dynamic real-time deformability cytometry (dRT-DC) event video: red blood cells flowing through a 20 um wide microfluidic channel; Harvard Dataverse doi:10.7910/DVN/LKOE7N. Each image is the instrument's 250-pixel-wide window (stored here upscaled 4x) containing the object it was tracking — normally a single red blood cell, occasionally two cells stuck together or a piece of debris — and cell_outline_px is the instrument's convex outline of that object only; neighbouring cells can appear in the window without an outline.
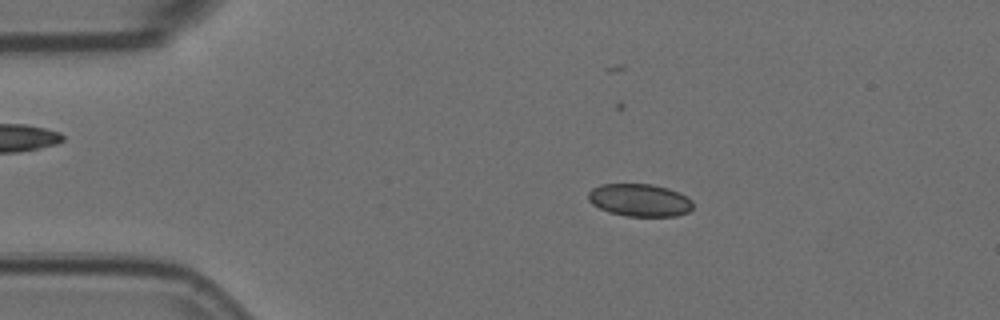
{"species": "Egyptian fruit bat (a non-hibernating species)", "species_latin": "Rousettus aegyptiacus", "temperature_condition": "room temperature", "stored_images_in_passage": 56, "camera_frame_rate_fps": 3000, "um_per_image_px": 0.085, "animal": {"sex": "female"}, "frame": {"image": 1, "passage_image": 10, "time_ms": 3.0, "image_size_px": [1000, 320], "cell_outline_px": [[692, 208], [688, 212], [676, 216], [624, 216], [608, 212], [592, 204], [588, 200], [588, 192], [592, 188], [600, 184], [652, 184], [668, 188], [692, 200]], "centroid_in_image_um": [54.33, 17.01], "position_along_channel_um": 30.7, "area_um2": 19.88}}
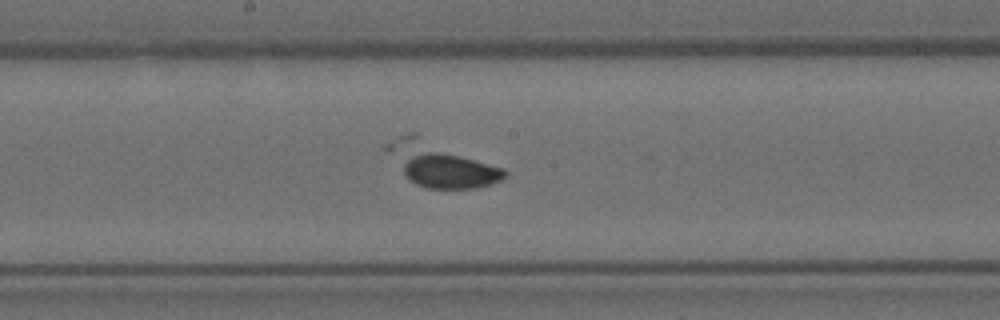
{"frame": {"image": 2, "passage_image": 29, "time_ms": 9.333, "image_size_px": [1000, 320], "cell_outline_px": [[508, 176], [504, 180], [492, 184], [476, 188], [428, 188], [416, 184], [408, 180], [404, 172], [404, 164], [412, 156], [428, 152], [440, 152], [460, 156], [504, 168], [508, 172]], "centroid_in_image_um": [38.36, 14.58], "position_along_channel_um": 209.8, "area_um2": 20.46}}
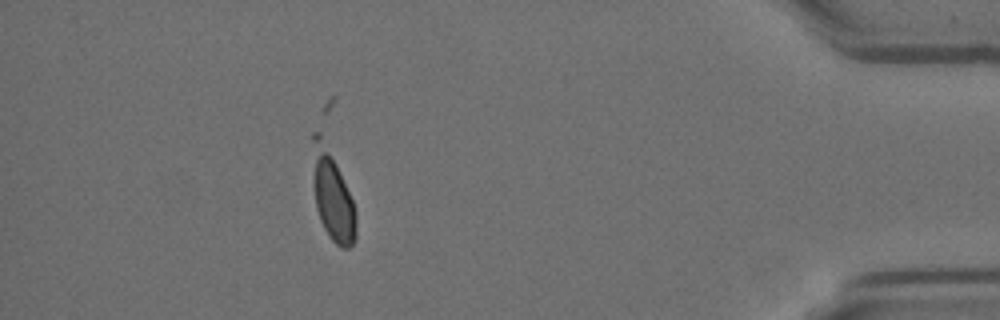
{"frame": {"image": 3, "passage_image": 50, "time_ms": 16.333, "image_size_px": [1000, 320], "cell_outline_px": [[356, 236], [352, 244], [348, 248], [340, 248], [328, 236], [320, 220], [316, 208], [312, 140], [312, 132], [320, 132], [336, 164], [352, 200], [356, 212]], "centroid_in_image_um": [28.26, 16.69], "position_along_channel_um": 406.9, "area_um2": 22.02}}